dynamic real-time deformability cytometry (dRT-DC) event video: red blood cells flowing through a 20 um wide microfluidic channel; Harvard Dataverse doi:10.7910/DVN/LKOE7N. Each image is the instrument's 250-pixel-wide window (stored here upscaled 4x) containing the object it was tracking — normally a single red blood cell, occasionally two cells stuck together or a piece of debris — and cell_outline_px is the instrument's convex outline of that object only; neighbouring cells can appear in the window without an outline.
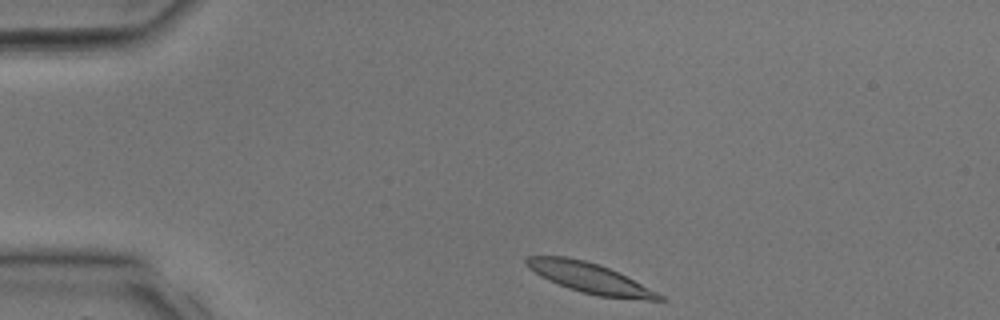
{"species": "common noctule bat (a hibernating species)", "species_latin": "Nyctalus noctula", "temperature_condition": "room temperature", "stored_images_in_passage": 11, "camera_frame_rate_fps": 3000, "um_per_image_px": 0.085, "animal": {"sex": "male", "body_mass_g": 17.9, "forearm_length_mm": 54.2}, "frame": {"image": 1, "passage_image": 1, "time_ms": 0.0, "image_size_px": [1000, 320], "cell_outline_px": [[664, 300], [648, 300], [596, 296], [580, 292], [568, 288], [548, 280], [540, 276], [528, 268], [524, 264], [524, 260], [528, 256], [564, 256], [584, 260], [608, 268], [664, 296]], "centroid_in_image_um": [50.04, 23.63], "position_along_channel_um": 35.0, "area_um2": 22.95}}